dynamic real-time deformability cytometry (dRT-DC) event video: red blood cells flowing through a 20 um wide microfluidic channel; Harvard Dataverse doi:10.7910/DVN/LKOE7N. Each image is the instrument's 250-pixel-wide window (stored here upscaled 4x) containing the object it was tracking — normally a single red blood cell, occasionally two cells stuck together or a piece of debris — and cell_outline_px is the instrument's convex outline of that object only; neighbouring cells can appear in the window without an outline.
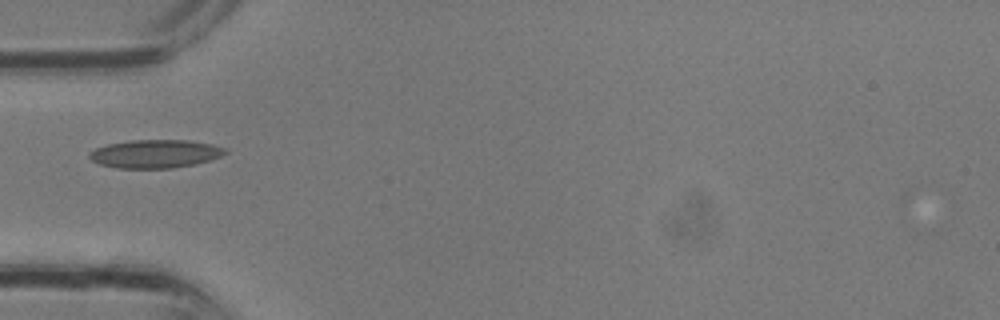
{"species": "common noctule bat (a hibernating species)", "species_latin": "Nyctalus noctula", "temperature_condition": "room temperature", "stored_images_in_passage": 1, "camera_frame_rate_fps": 3000, "um_per_image_px": 0.085, "animal": {"sex": "male", "body_mass_g": 13.3}, "frame": {"image": 1, "passage_image": 1, "time_ms": 0.0, "image_size_px": [1000, 320], "cell_outline_px": [[228, 152], [220, 156], [196, 164], [172, 168], [116, 168], [100, 164], [92, 160], [88, 156], [88, 152], [96, 148], [108, 144], [132, 140], [188, 140], [212, 144], [224, 148]], "centroid_in_image_um": [13.17, 13.07], "position_along_channel_um": 71.8, "area_um2": 22.31}}